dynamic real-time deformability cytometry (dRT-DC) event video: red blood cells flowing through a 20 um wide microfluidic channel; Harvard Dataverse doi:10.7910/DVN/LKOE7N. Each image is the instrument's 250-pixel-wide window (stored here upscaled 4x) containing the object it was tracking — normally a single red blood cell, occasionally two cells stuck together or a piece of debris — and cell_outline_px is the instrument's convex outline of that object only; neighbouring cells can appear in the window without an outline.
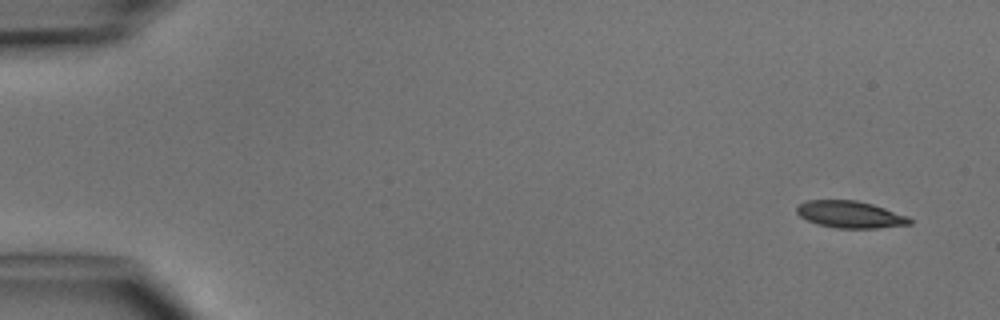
{"species": "common noctule bat (a hibernating species)", "species_latin": "Nyctalus noctula", "temperature_condition": "cold", "stored_images_in_passage": 4, "camera_frame_rate_fps": 3000, "um_per_image_px": 0.085, "animal": {"sex": "male", "body_mass_g": 15.6}, "frame": {"image": 1, "passage_image": 1, "time_ms": 0.0, "image_size_px": [1000, 320], "cell_outline_px": [[912, 224], [876, 228], [836, 228], [816, 224], [800, 216], [796, 212], [796, 208], [800, 204], [808, 200], [856, 200], [872, 204], [908, 216], [912, 220]], "centroid_in_image_um": [72.26, 18.23], "position_along_channel_um": 12.7, "area_um2": 17.69}}
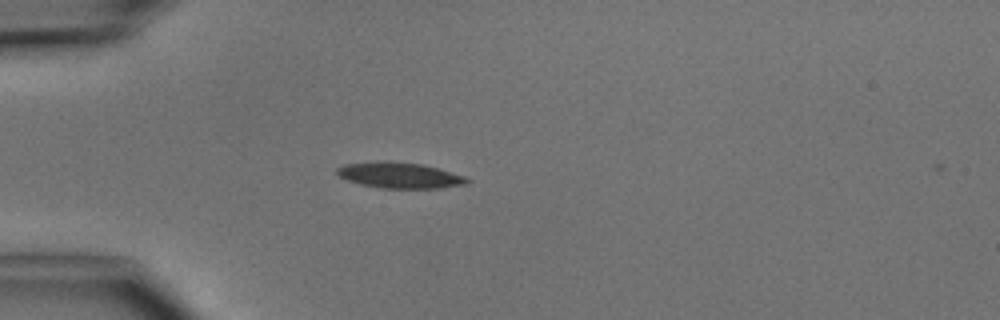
{"frame": {"image": 2, "passage_image": 4, "time_ms": 3.667, "image_size_px": [1000, 320], "cell_outline_px": [[472, 180], [468, 184], [440, 188], [380, 188], [360, 184], [348, 180], [340, 176], [336, 172], [336, 168], [344, 164], [376, 160], [388, 160], [424, 164], [440, 168], [464, 176]], "centroid_in_image_um": [33.99, 14.88], "position_along_channel_um": 51.0, "area_um2": 20.0}}